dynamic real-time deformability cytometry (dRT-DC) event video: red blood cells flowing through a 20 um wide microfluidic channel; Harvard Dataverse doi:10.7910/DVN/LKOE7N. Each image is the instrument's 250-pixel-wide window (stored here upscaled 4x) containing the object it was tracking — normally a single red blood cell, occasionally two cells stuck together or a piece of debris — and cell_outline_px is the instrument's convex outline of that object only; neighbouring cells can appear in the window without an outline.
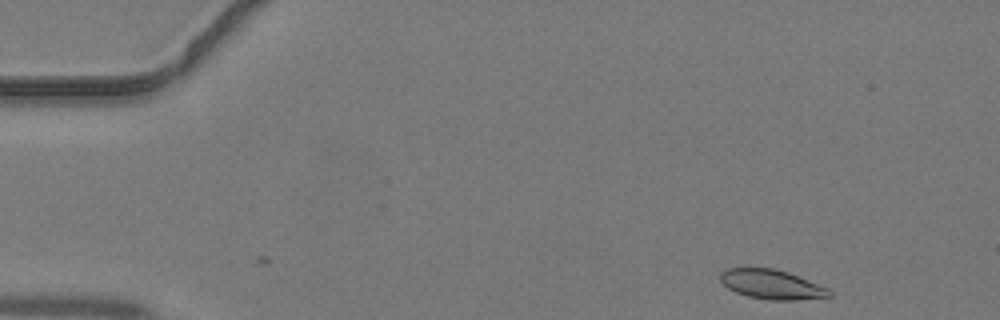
{"species": "common noctule bat (a hibernating species)", "species_latin": "Nyctalus noctula", "temperature_condition": "warm", "stored_images_in_passage": 34, "camera_frame_rate_fps": 3000, "um_per_image_px": 0.085, "animal": {"sex": "male", "body_mass_g": 19.2, "forearm_length_mm": 51.8}, "frame": {"image": 1, "passage_image": 1, "time_ms": 0.0, "image_size_px": [1000, 320], "cell_outline_px": [[832, 296], [796, 300], [772, 300], [748, 296], [736, 292], [728, 288], [720, 280], [720, 272], [728, 268], [776, 268], [788, 272], [828, 288], [832, 292]], "centroid_in_image_um": [65.6, 24.17], "position_along_channel_um": 19.4, "area_um2": 18.61}}
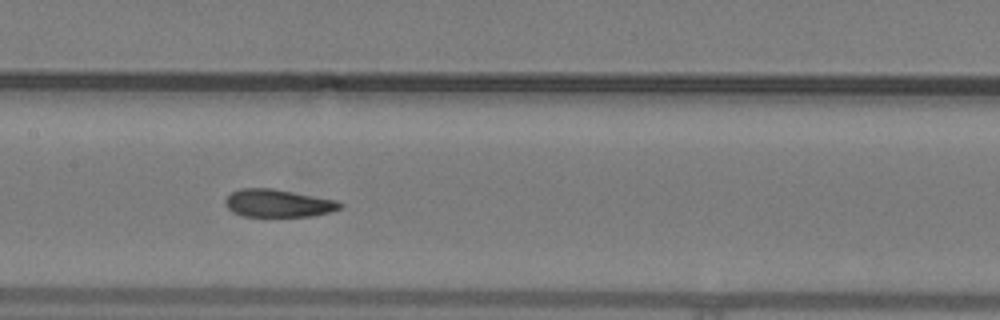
{"frame": {"image": 2, "passage_image": 18, "time_ms": 5.667, "image_size_px": [1000, 320], "cell_outline_px": [[344, 208], [332, 212], [312, 216], [244, 216], [232, 212], [224, 204], [224, 200], [232, 192], [240, 188], [272, 188], [336, 200], [344, 204]], "centroid_in_image_um": [23.66, 17.28], "position_along_channel_um": 183.7, "area_um2": 18.67}}
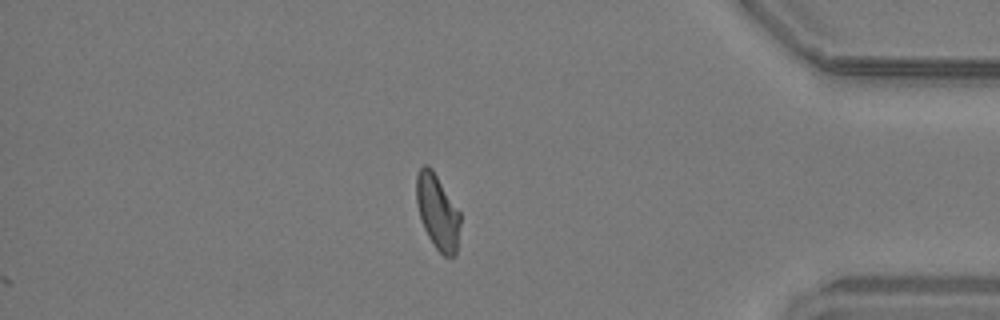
{"frame": {"image": 3, "passage_image": 34, "time_ms": 11.0, "image_size_px": [1000, 320], "cell_outline_px": [[460, 224], [456, 256], [444, 256], [436, 248], [428, 236], [424, 228], [416, 204], [416, 176], [420, 168], [424, 164], [428, 164], [432, 168], [460, 212]], "centroid_in_image_um": [37.18, 17.99], "position_along_channel_um": 398.0, "area_um2": 19.13}}